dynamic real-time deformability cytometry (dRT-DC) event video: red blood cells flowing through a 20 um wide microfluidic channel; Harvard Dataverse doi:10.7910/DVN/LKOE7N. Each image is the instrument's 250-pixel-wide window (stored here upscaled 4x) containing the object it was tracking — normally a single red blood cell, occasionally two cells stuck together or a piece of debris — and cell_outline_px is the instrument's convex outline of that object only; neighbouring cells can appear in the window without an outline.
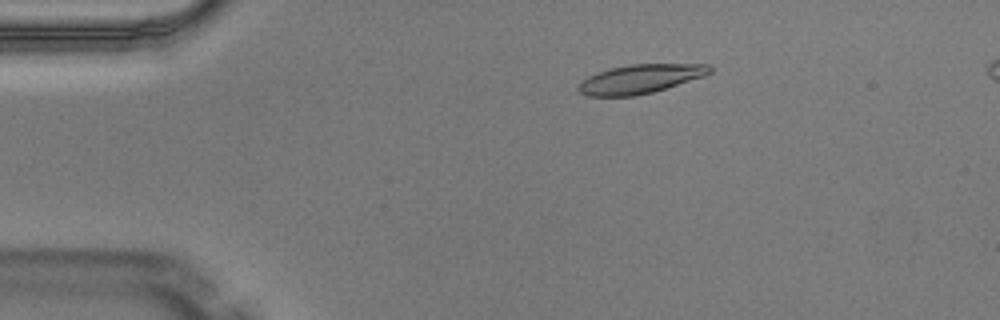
{"species": "Egyptian fruit bat (a non-hibernating species)", "species_latin": "Rousettus aegyptiacus", "temperature_condition": "warm", "stored_images_in_passage": 5, "camera_frame_rate_fps": 3000, "um_per_image_px": 0.085, "animal": {"sex": "male"}, "frame": {"image": 1, "passage_image": 3, "time_ms": 0.667, "image_size_px": [1000, 320], "cell_outline_px": [[712, 72], [704, 76], [652, 92], [636, 96], [588, 96], [580, 92], [576, 88], [588, 76], [596, 72], [608, 68], [632, 64], [708, 64], [712, 68]], "centroid_in_image_um": [54.41, 6.7], "position_along_channel_um": 30.6, "area_um2": 22.08}}